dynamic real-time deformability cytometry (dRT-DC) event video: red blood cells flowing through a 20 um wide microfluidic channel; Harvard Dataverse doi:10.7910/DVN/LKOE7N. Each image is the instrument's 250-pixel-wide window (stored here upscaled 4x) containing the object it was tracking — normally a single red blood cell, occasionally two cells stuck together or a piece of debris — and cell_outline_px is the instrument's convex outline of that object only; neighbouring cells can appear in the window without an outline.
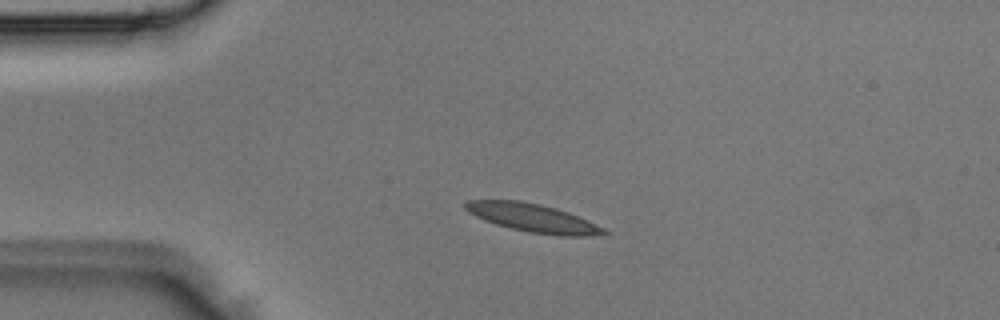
{"species": "Egyptian fruit bat (a non-hibernating species)", "species_latin": "Rousettus aegyptiacus", "temperature_condition": "room temperature", "stored_images_in_passage": 3, "segment_of_instrument_passage": [1, 2], "camera_frame_rate_fps": 3000, "um_per_image_px": 0.085, "animal": {"sex": "male"}, "frame": {"image": 1, "passage_image": 2, "time_ms": 0.333, "image_size_px": [1000, 320], "cell_outline_px": [[608, 232], [588, 236], [560, 236], [528, 232], [496, 224], [484, 220], [468, 212], [464, 208], [464, 204], [468, 200], [520, 200], [540, 204], [556, 208], [568, 212], [604, 228]], "centroid_in_image_um": [45.25, 18.51], "position_along_channel_um": 39.7, "area_um2": 22.6}}